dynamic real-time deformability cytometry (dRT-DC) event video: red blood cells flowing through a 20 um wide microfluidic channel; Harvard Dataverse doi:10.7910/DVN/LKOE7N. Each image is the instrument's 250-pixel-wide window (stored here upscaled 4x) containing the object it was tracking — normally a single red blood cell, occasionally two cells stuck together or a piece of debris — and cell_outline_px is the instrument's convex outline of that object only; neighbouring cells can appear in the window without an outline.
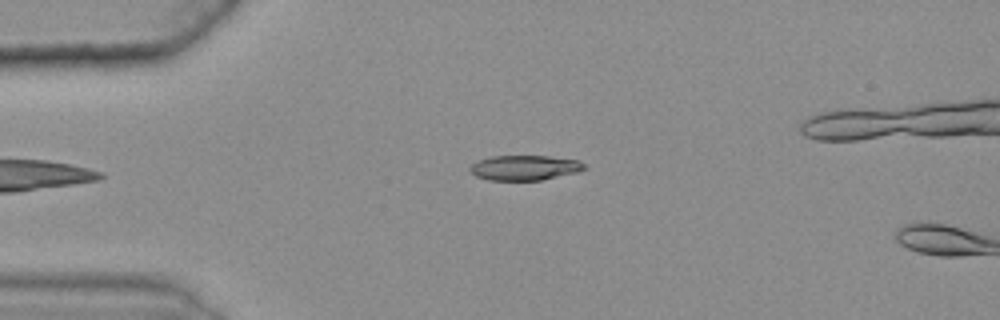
{"species": "common noctule bat (a hibernating species)", "species_latin": "Nyctalus noctula", "temperature_condition": "warm", "stored_images_in_passage": 4, "camera_frame_rate_fps": 3000, "um_per_image_px": 0.085, "animal": {"sex": "female", "body_mass_g": 25.1}, "frame": {"image": 1, "passage_image": 3, "time_ms": 0.667, "image_size_px": [1000, 320], "cell_outline_px": [[588, 168], [580, 172], [540, 180], [488, 180], [476, 176], [468, 168], [476, 160], [492, 156], [548, 156], [580, 160]], "centroid_in_image_um": [44.62, 14.25], "position_along_channel_um": 40.4, "area_um2": 16.82}}